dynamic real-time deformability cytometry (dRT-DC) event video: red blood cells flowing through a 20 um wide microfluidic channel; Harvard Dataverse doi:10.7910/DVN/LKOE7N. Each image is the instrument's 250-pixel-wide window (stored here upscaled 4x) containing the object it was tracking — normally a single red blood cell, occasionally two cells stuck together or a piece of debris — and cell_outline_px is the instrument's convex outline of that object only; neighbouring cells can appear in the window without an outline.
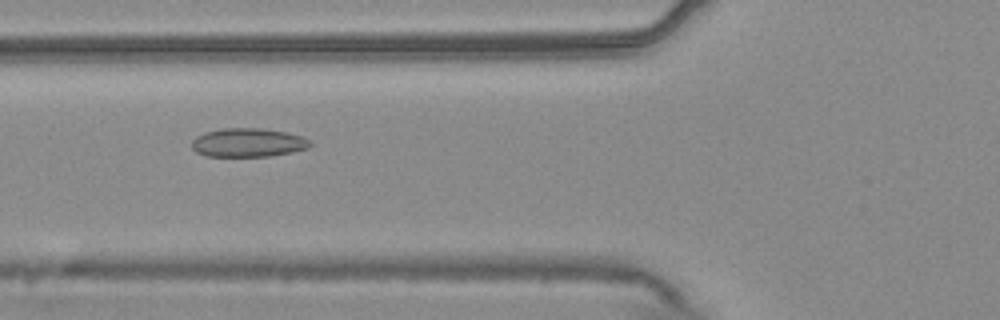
{"species": "common noctule bat (a hibernating species)", "species_latin": "Nyctalus noctula", "temperature_condition": "warm", "stored_images_in_passage": 55, "camera_frame_rate_fps": 3000, "um_per_image_px": 0.085, "animal": {"sex": "male", "body_mass_g": 20.4}, "frame": {"image": 1, "passage_image": 21, "time_ms": 6.667, "image_size_px": [1000, 320], "cell_outline_px": [[312, 144], [308, 148], [292, 152], [268, 156], [204, 156], [196, 152], [192, 148], [192, 140], [196, 136], [204, 132], [220, 128], [260, 128], [288, 132], [312, 140]], "centroid_in_image_um": [21.08, 12.11], "position_along_channel_um": 104.7, "area_um2": 20.0}}
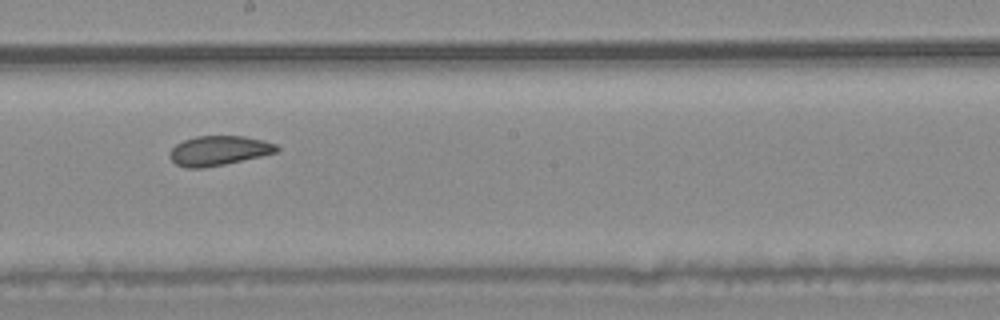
{"frame": {"image": 2, "passage_image": 31, "time_ms": 10.0, "image_size_px": [1000, 320], "cell_outline_px": [[280, 148], [276, 152], [260, 156], [224, 164], [204, 168], [184, 168], [176, 164], [168, 156], [168, 152], [176, 144], [184, 140], [196, 136], [244, 136], [264, 140], [276, 144]], "centroid_in_image_um": [18.56, 12.8], "position_along_channel_um": 229.6, "area_um2": 18.5}}
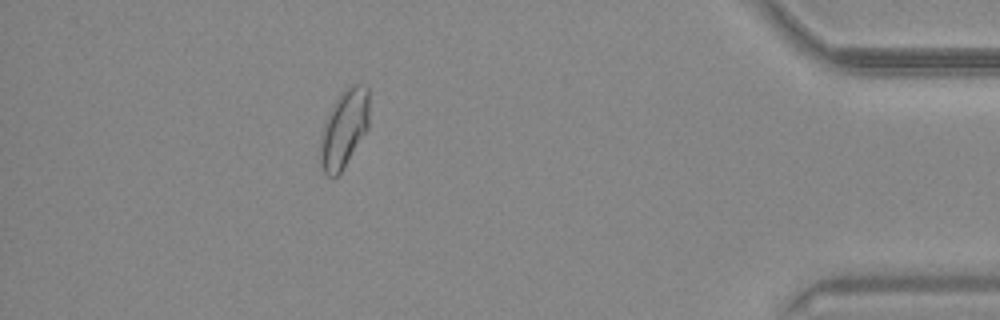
{"frame": {"image": 3, "passage_image": 49, "time_ms": 16.0, "image_size_px": [1000, 320], "cell_outline_px": [[368, 128], [340, 172], [336, 176], [328, 176], [324, 172], [320, 164], [320, 140], [324, 124], [328, 112], [332, 104], [340, 92], [348, 84], [368, 84]], "centroid_in_image_um": [29.23, 10.86], "position_along_channel_um": 406.0, "area_um2": 22.2}, "authors_computed_cell_mechanics": {"area_um2": 20.7502, "velocity_mm_per_s": 3.7396, "shape_relaxation_time_tau1_ms": null, "shape_relaxation_time_tau2_ms": 2.8888, "deformation_change_tau1": null, "deformation_change_tau2": 0.0729}}